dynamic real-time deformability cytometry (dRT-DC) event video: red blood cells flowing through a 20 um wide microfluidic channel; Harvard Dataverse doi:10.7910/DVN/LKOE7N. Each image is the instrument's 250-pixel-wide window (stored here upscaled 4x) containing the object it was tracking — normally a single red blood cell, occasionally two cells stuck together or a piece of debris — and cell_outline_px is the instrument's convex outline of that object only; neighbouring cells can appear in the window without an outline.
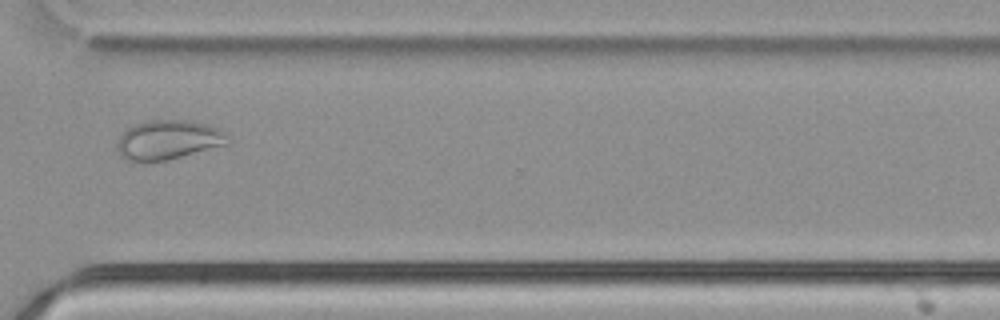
{"species": "common noctule bat (a hibernating species)", "species_latin": "Nyctalus noctula", "temperature_condition": "cold", "stored_images_in_passage": 48, "camera_frame_rate_fps": 3000, "um_per_image_px": 0.085, "animal": {"sex": "male", "body_mass_g": 21.5, "forearm_length_mm": 52.0}, "frame": {"image": 1, "passage_image": 35, "time_ms": 11.333, "image_size_px": [1000, 320], "cell_outline_px": [[232, 140], [228, 144], [168, 160], [144, 164], [128, 160], [120, 156], [116, 144], [120, 136], [128, 128], [136, 124], [148, 120], [192, 120], [208, 124], [216, 128], [228, 136]], "centroid_in_image_um": [14.29, 11.91], "position_along_channel_um": 356.3, "area_um2": 25.78}}